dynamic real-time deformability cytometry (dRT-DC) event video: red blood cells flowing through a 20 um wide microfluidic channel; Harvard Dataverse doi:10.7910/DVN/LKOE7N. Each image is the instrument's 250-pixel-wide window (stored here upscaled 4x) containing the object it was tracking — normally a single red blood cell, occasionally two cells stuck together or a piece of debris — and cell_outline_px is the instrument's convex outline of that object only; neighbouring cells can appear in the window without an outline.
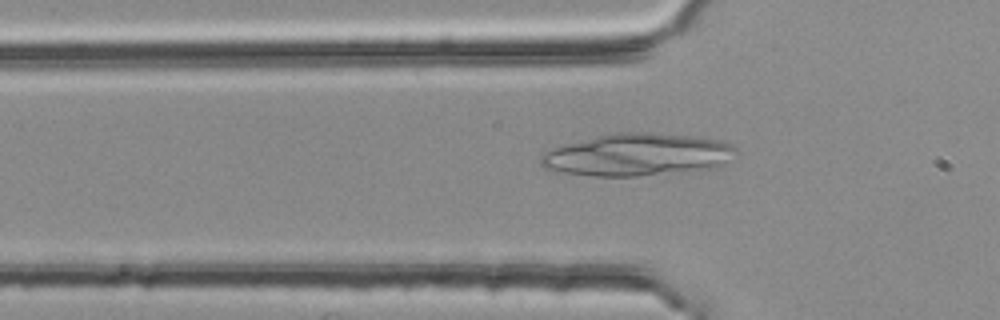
{"species": "common noctule bat (a hibernating species)", "species_latin": "Nyctalus noctula", "temperature_condition": "room temperature", "stored_images_in_passage": 40, "camera_frame_rate_fps": 3000, "um_per_image_px": 0.085, "animal": {"sex": "female", "body_mass_g": 25.1}, "frame": {"image": 1, "passage_image": 4, "time_ms": 1.0, "image_size_px": [1000, 320], "cell_outline_px": [[736, 152], [720, 164], [708, 168], [636, 176], [596, 176], [564, 172], [544, 168], [540, 164], [540, 156], [544, 152], [552, 148], [596, 136], [616, 132], [652, 132], [692, 136], [720, 140], [732, 144], [736, 148]], "centroid_in_image_um": [54.12, 13.13], "position_along_channel_um": 71.7, "area_um2": 47.45}}
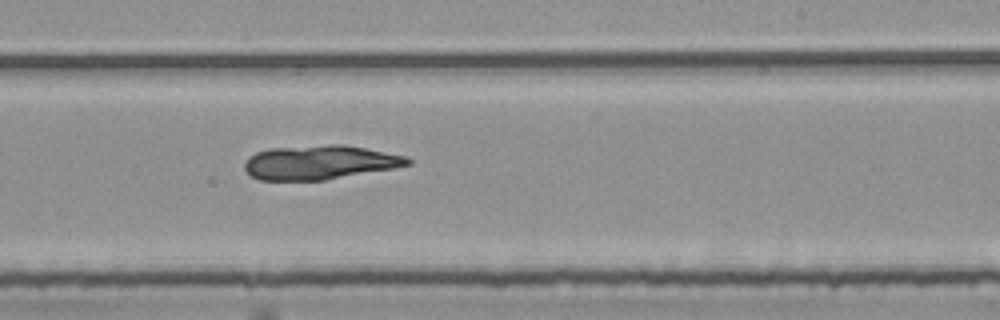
{"frame": {"image": 2, "passage_image": 19, "time_ms": 6.0, "image_size_px": [1000, 320], "cell_outline_px": [[412, 164], [392, 168], [324, 180], [260, 180], [252, 176], [244, 168], [244, 164], [248, 156], [256, 152], [272, 148], [332, 144], [344, 144], [408, 156], [412, 160]], "centroid_in_image_um": [27.19, 13.79], "position_along_channel_um": 261.8, "area_um2": 32.37}}
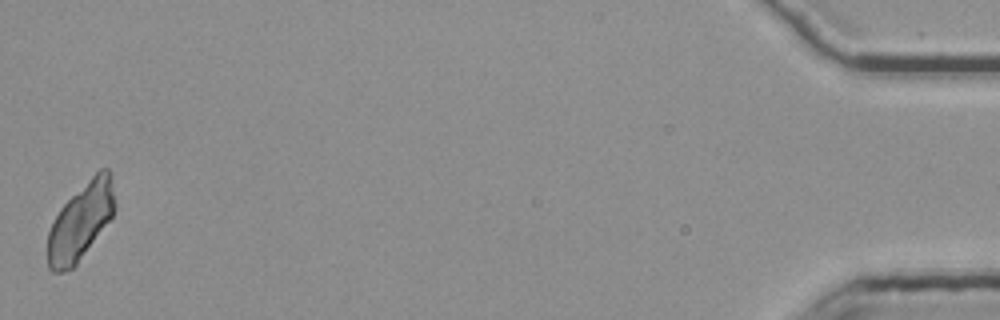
{"frame": {"image": 3, "passage_image": 40, "time_ms": 13.0, "image_size_px": [1000, 320], "cell_outline_px": [[116, 208], [112, 216], [76, 264], [72, 268], [64, 272], [52, 272], [48, 268], [48, 232], [60, 208], [100, 168], [108, 168], [116, 204]], "centroid_in_image_um": [6.85, 18.85], "position_along_channel_um": 428.4, "area_um2": 29.36}}